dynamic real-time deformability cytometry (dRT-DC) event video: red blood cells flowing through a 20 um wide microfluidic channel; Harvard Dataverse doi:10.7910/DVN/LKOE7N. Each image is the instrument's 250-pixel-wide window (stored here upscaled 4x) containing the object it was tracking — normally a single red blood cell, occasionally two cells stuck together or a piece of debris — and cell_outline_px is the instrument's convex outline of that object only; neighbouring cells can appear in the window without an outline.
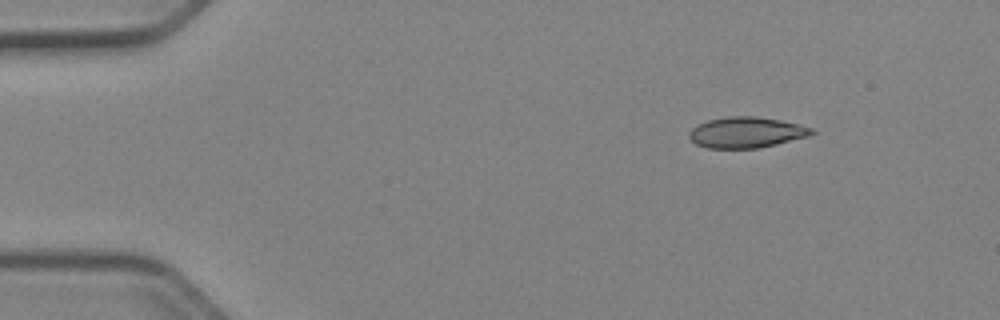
{"species": "Egyptian fruit bat (a non-hibernating species)", "species_latin": "Rousettus aegyptiacus", "temperature_condition": "cold", "stored_images_in_passage": 45, "camera_frame_rate_fps": 3000, "um_per_image_px": 0.085, "animal": {"sex": "female"}, "frame": {"image": 1, "passage_image": 1, "time_ms": 0.0, "image_size_px": [1000, 320], "cell_outline_px": [[816, 132], [808, 136], [776, 144], [756, 148], [708, 148], [696, 144], [688, 136], [688, 132], [696, 124], [708, 120], [728, 116], [756, 116], [780, 120], [812, 128]], "centroid_in_image_um": [63.4, 11.25], "position_along_channel_um": 21.6, "area_um2": 21.91}}
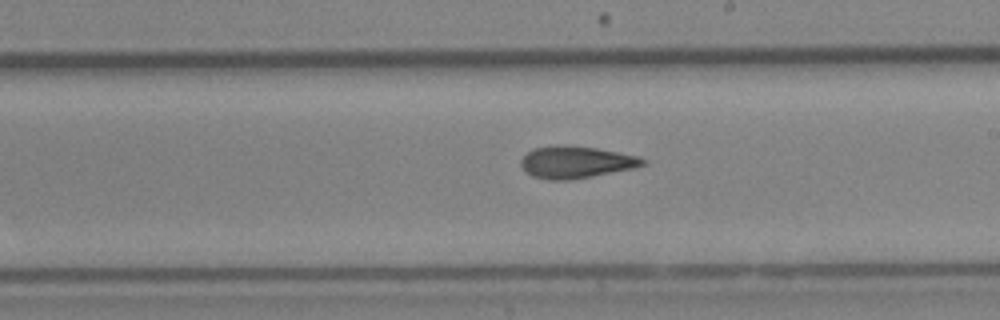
{"frame": {"image": 2, "passage_image": 24, "time_ms": 7.667, "image_size_px": [1000, 320], "cell_outline_px": [[648, 164], [636, 168], [592, 176], [568, 180], [548, 180], [532, 176], [520, 164], [520, 160], [532, 148], [564, 144], [596, 148], [640, 156], [648, 160]], "centroid_in_image_um": [49.01, 13.77], "position_along_channel_um": 240.0, "area_um2": 22.95}}
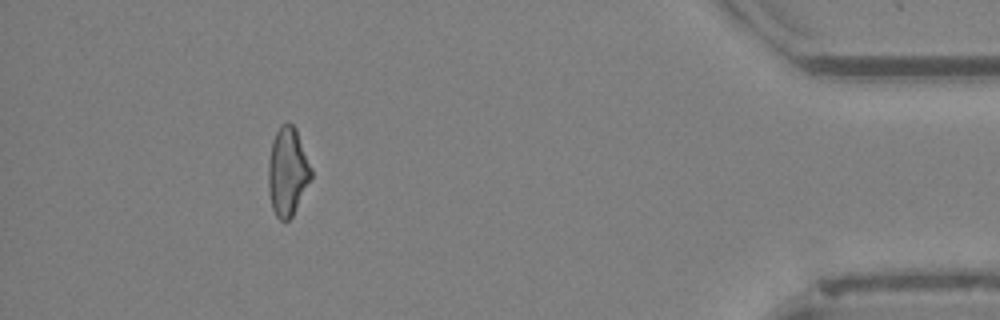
{"frame": {"image": 3, "passage_image": 41, "time_ms": 13.333, "image_size_px": [1000, 320], "cell_outline_px": [[312, 176], [292, 216], [288, 220], [280, 220], [276, 216], [272, 208], [268, 188], [268, 164], [272, 140], [280, 124], [288, 120], [296, 128], [312, 168]], "centroid_in_image_um": [24.43, 14.54], "position_along_channel_um": 410.8, "area_um2": 22.14}, "authors_computed_cell_mechanics": {"area_um2": 22.4264, "velocity_mm_per_s": 3.9795, "shape_relaxation_time_tau1_ms": 10.7432, "shape_relaxation_time_tau2_ms": 3.6112, "deformation_change_tau1": 0.197, "deformation_change_tau2": 0.1199}}